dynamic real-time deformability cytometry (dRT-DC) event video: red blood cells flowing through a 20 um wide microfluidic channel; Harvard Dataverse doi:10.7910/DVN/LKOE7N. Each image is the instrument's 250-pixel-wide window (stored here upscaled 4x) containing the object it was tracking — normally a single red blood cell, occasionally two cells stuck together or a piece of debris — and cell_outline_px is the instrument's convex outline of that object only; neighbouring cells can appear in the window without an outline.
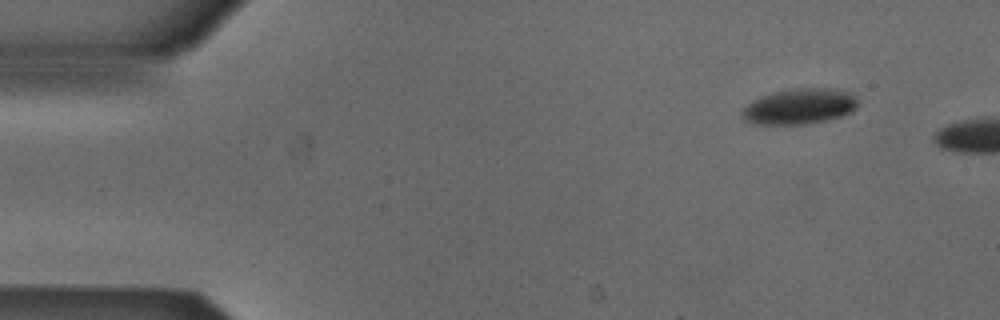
{"species": "Egyptian fruit bat (a non-hibernating species)", "species_latin": "Rousettus aegyptiacus", "temperature_condition": "cold", "stored_images_in_passage": 2, "camera_frame_rate_fps": 3000, "um_per_image_px": 0.085, "animal": {"sex": "male"}, "frame": {"image": 1, "passage_image": 1, "time_ms": 0.0, "image_size_px": [1000, 320], "cell_outline_px": [[856, 108], [852, 112], [828, 120], [804, 124], [752, 124], [744, 120], [740, 116], [744, 108], [752, 100], [776, 92], [800, 88], [836, 88], [852, 92], [856, 96]], "centroid_in_image_um": [67.98, 9.05], "position_along_channel_um": 17.0, "area_um2": 23.99}}